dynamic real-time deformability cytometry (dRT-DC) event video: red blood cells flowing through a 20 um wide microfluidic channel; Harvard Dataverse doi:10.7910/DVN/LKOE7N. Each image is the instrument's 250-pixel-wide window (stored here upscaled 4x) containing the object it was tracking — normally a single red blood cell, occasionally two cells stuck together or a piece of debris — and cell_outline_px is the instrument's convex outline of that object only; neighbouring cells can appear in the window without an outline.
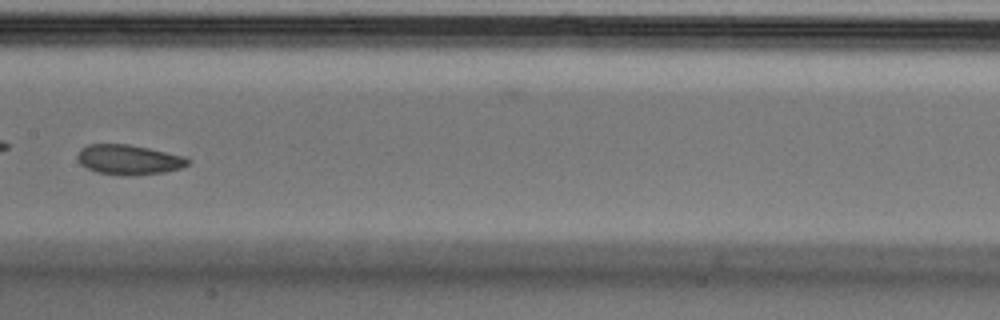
{"species": "Egyptian fruit bat (a non-hibernating species)", "species_latin": "Rousettus aegyptiacus", "temperature_condition": "cold", "stored_images_in_passage": 10, "camera_frame_rate_fps": 3000, "um_per_image_px": 0.085, "animal": {"sex": "male"}, "frame": {"image": 1, "passage_image": 6, "time_ms": 1.667, "image_size_px": [1000, 320], "cell_outline_px": [[192, 160], [188, 164], [180, 168], [164, 172], [132, 176], [120, 176], [96, 172], [80, 164], [76, 156], [80, 148], [88, 144], [128, 144], [148, 148], [184, 156]], "centroid_in_image_um": [10.92, 13.58], "position_along_channel_um": 196.5, "area_um2": 19.42}}
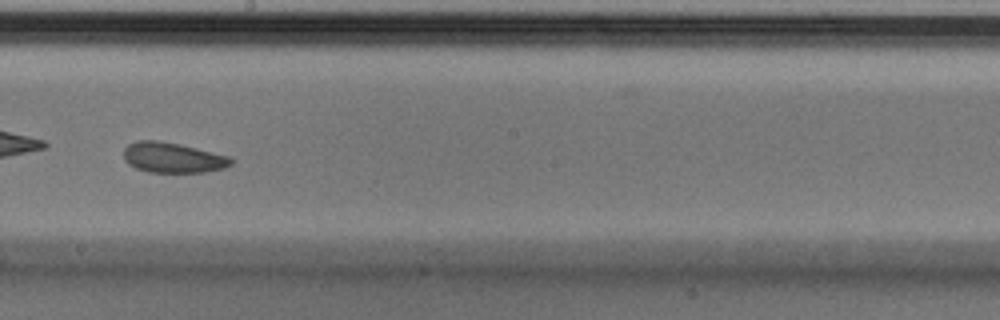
{"frame": {"image": 2, "passage_image": 7, "time_ms": 2.0, "image_size_px": [1000, 320], "cell_outline_px": [[232, 164], [224, 168], [204, 172], [148, 172], [136, 168], [128, 164], [124, 160], [124, 148], [128, 144], [136, 140], [160, 140], [180, 144], [232, 156]], "centroid_in_image_um": [14.69, 13.39], "position_along_channel_um": 233.5, "area_um2": 19.19}}
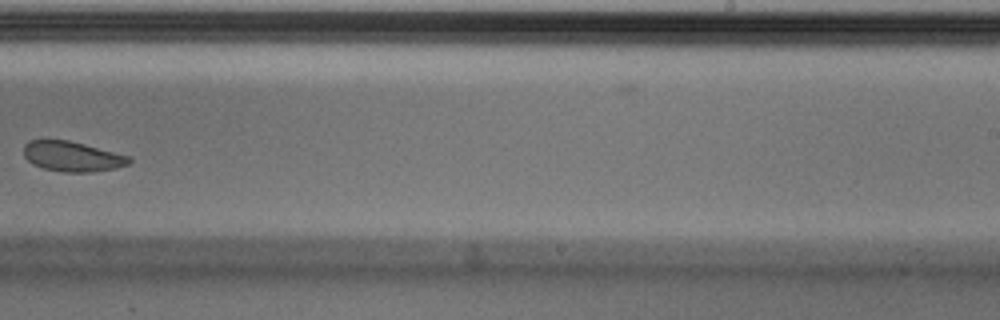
{"frame": {"image": 3, "passage_image": 8, "time_ms": 2.333, "image_size_px": [1000, 320], "cell_outline_px": [[132, 160], [128, 164], [116, 168], [92, 172], [64, 172], [44, 168], [32, 164], [24, 156], [24, 144], [32, 140], [68, 140], [132, 156]], "centroid_in_image_um": [6.17, 13.3], "position_along_channel_um": 282.8, "area_um2": 18.5}}